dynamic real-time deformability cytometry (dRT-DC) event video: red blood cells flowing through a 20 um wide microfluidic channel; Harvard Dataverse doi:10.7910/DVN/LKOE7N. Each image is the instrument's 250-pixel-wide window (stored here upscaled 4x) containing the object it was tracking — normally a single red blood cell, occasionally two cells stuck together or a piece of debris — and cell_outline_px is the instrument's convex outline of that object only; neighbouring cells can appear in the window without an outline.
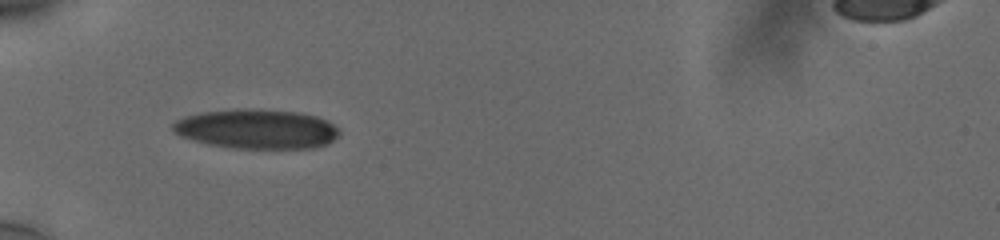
{"species": "human", "species_latin": "Homo sapiens", "temperature_condition": "cold", "stored_images_in_passage": 37, "camera_frame_rate_fps": 3000, "um_per_image_px": 0.085, "donor": {"sex": "male"}, "frame": {"image": 1, "passage_image": 1, "time_ms": 0.0, "image_size_px": [1000, 240], "cell_outline_px": [[340, 136], [328, 144], [312, 148], [232, 148], [208, 144], [180, 136], [172, 128], [172, 124], [176, 120], [184, 116], [200, 112], [232, 108], [252, 108], [300, 112], [316, 116], [328, 120], [340, 128]], "centroid_in_image_um": [21.85, 10.95], "position_along_channel_um": 63.1, "area_um2": 38.96}}
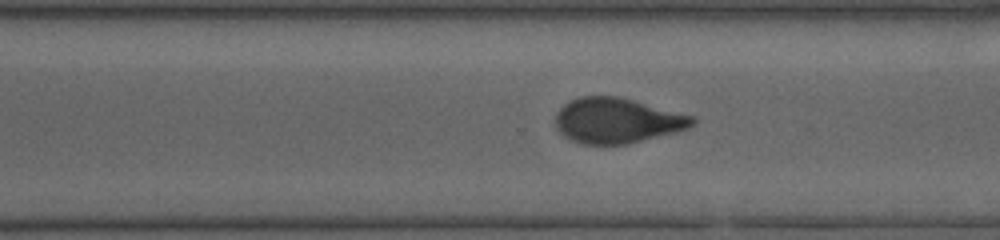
{"frame": {"image": 2, "passage_image": 22, "time_ms": 7.0, "image_size_px": [1000, 240], "cell_outline_px": [[696, 120], [688, 128], [676, 132], [628, 144], [580, 144], [564, 136], [556, 128], [556, 112], [568, 100], [580, 96], [616, 96], [632, 100], [692, 116]], "centroid_in_image_um": [52.4, 10.25], "position_along_channel_um": 318.2, "area_um2": 35.84}}
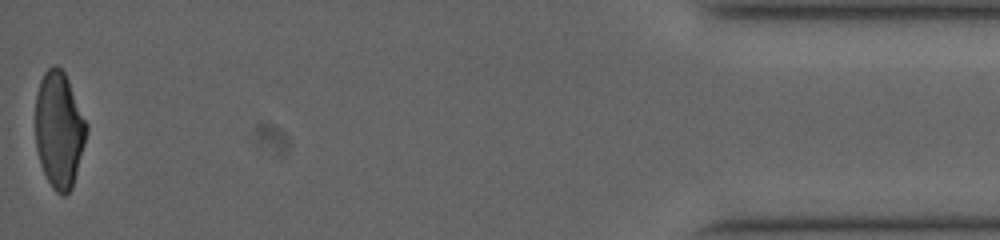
{"frame": {"image": 3, "passage_image": 37, "time_ms": 12.0, "image_size_px": [1000, 240], "cell_outline_px": [[88, 128], [84, 144], [72, 188], [64, 196], [60, 196], [52, 188], [40, 164], [36, 148], [36, 92], [40, 80], [44, 72], [52, 64], [56, 64], [64, 72], [68, 80], [88, 124]], "centroid_in_image_um": [5.02, 11.02], "position_along_channel_um": 430.2, "area_um2": 34.62}, "authors_computed_cell_mechanics": {"area_um2": 37.3966, "velocity_mm_per_s": 3.7942, "shape_relaxation_time_tau1_ms": 9.1513, "shape_relaxation_time_tau2_ms": 2.0896, "deformation_change_tau1": 0.205, "deformation_change_tau2": 0.0741}}